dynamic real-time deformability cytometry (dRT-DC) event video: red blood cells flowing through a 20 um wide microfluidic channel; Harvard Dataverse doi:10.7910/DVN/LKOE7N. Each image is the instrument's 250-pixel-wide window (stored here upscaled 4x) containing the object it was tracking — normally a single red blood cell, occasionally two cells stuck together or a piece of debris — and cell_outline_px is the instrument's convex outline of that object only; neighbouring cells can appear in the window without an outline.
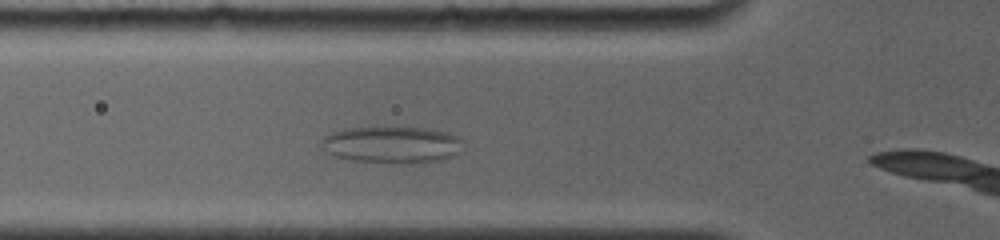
{"species": "common noctule bat (a hibernating species)", "species_latin": "Nyctalus noctula", "temperature_condition": "room temperature", "stored_images_in_passage": 5, "camera_frame_rate_fps": 4000, "um_per_image_px": 0.085, "animal": {"sex": "female", "body_mass_g": 19.0, "forearm_length_mm": 56.7}, "frame": {"image": 1, "passage_image": 4, "time_ms": 3.0, "image_size_px": [1000, 240], "cell_outline_px": [[464, 140], [456, 152], [440, 160], [356, 160], [336, 156], [320, 148], [320, 140], [324, 136], [332, 132], [348, 128], [424, 128], [444, 132], [460, 136]], "centroid_in_image_um": [33.24, 12.24], "position_along_channel_um": 92.6, "area_um2": 28.67}}